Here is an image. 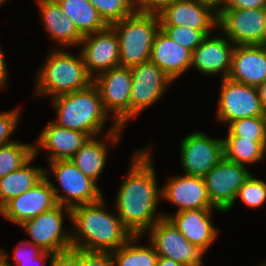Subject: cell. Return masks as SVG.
Segmentation results:
<instances>
[{"label":"cell","mask_w":266,"mask_h":266,"mask_svg":"<svg viewBox=\"0 0 266 266\" xmlns=\"http://www.w3.org/2000/svg\"><path fill=\"white\" fill-rule=\"evenodd\" d=\"M49 260V266H79V249L54 253Z\"/></svg>","instance_id":"obj_39"},{"label":"cell","mask_w":266,"mask_h":266,"mask_svg":"<svg viewBox=\"0 0 266 266\" xmlns=\"http://www.w3.org/2000/svg\"><path fill=\"white\" fill-rule=\"evenodd\" d=\"M180 164L185 175L204 177L224 158L223 139L193 131L180 142Z\"/></svg>","instance_id":"obj_13"},{"label":"cell","mask_w":266,"mask_h":266,"mask_svg":"<svg viewBox=\"0 0 266 266\" xmlns=\"http://www.w3.org/2000/svg\"><path fill=\"white\" fill-rule=\"evenodd\" d=\"M9 254L4 249L0 248V266H13L8 260Z\"/></svg>","instance_id":"obj_46"},{"label":"cell","mask_w":266,"mask_h":266,"mask_svg":"<svg viewBox=\"0 0 266 266\" xmlns=\"http://www.w3.org/2000/svg\"><path fill=\"white\" fill-rule=\"evenodd\" d=\"M156 266H184V265L169 258L158 257Z\"/></svg>","instance_id":"obj_44"},{"label":"cell","mask_w":266,"mask_h":266,"mask_svg":"<svg viewBox=\"0 0 266 266\" xmlns=\"http://www.w3.org/2000/svg\"><path fill=\"white\" fill-rule=\"evenodd\" d=\"M33 155L24 165L0 179V208L10 199L33 188L45 177V168L31 166Z\"/></svg>","instance_id":"obj_26"},{"label":"cell","mask_w":266,"mask_h":266,"mask_svg":"<svg viewBox=\"0 0 266 266\" xmlns=\"http://www.w3.org/2000/svg\"><path fill=\"white\" fill-rule=\"evenodd\" d=\"M5 53L0 45V90H4L7 87L8 83V70H7V64L5 63Z\"/></svg>","instance_id":"obj_42"},{"label":"cell","mask_w":266,"mask_h":266,"mask_svg":"<svg viewBox=\"0 0 266 266\" xmlns=\"http://www.w3.org/2000/svg\"><path fill=\"white\" fill-rule=\"evenodd\" d=\"M62 12L75 24L78 32L84 37L108 27L88 0H56Z\"/></svg>","instance_id":"obj_27"},{"label":"cell","mask_w":266,"mask_h":266,"mask_svg":"<svg viewBox=\"0 0 266 266\" xmlns=\"http://www.w3.org/2000/svg\"><path fill=\"white\" fill-rule=\"evenodd\" d=\"M249 168L223 158L204 177L212 205L226 213L235 205L238 190L252 175Z\"/></svg>","instance_id":"obj_11"},{"label":"cell","mask_w":266,"mask_h":266,"mask_svg":"<svg viewBox=\"0 0 266 266\" xmlns=\"http://www.w3.org/2000/svg\"><path fill=\"white\" fill-rule=\"evenodd\" d=\"M200 3L210 6L216 13H219L225 6L227 0H197Z\"/></svg>","instance_id":"obj_43"},{"label":"cell","mask_w":266,"mask_h":266,"mask_svg":"<svg viewBox=\"0 0 266 266\" xmlns=\"http://www.w3.org/2000/svg\"><path fill=\"white\" fill-rule=\"evenodd\" d=\"M106 205L103 197L96 203L71 209L70 231L74 249L111 253L133 236L116 212L106 210Z\"/></svg>","instance_id":"obj_2"},{"label":"cell","mask_w":266,"mask_h":266,"mask_svg":"<svg viewBox=\"0 0 266 266\" xmlns=\"http://www.w3.org/2000/svg\"><path fill=\"white\" fill-rule=\"evenodd\" d=\"M216 208H202L196 210H185L174 214H163L182 235L193 245L199 246L207 252L212 243L219 237L218 228L212 223V211Z\"/></svg>","instance_id":"obj_19"},{"label":"cell","mask_w":266,"mask_h":266,"mask_svg":"<svg viewBox=\"0 0 266 266\" xmlns=\"http://www.w3.org/2000/svg\"><path fill=\"white\" fill-rule=\"evenodd\" d=\"M49 178L44 177L33 188L6 202L0 208V215L20 226L23 222L56 207L58 203Z\"/></svg>","instance_id":"obj_15"},{"label":"cell","mask_w":266,"mask_h":266,"mask_svg":"<svg viewBox=\"0 0 266 266\" xmlns=\"http://www.w3.org/2000/svg\"><path fill=\"white\" fill-rule=\"evenodd\" d=\"M161 197L177 206L176 212L215 208L208 197L203 177L182 174L169 178L161 188Z\"/></svg>","instance_id":"obj_18"},{"label":"cell","mask_w":266,"mask_h":266,"mask_svg":"<svg viewBox=\"0 0 266 266\" xmlns=\"http://www.w3.org/2000/svg\"><path fill=\"white\" fill-rule=\"evenodd\" d=\"M71 221V209L57 205L38 216L23 222L20 227L28 234V241L43 251L54 253L72 249L71 231L64 229V218Z\"/></svg>","instance_id":"obj_7"},{"label":"cell","mask_w":266,"mask_h":266,"mask_svg":"<svg viewBox=\"0 0 266 266\" xmlns=\"http://www.w3.org/2000/svg\"><path fill=\"white\" fill-rule=\"evenodd\" d=\"M264 120H265V122H266V106L264 107Z\"/></svg>","instance_id":"obj_48"},{"label":"cell","mask_w":266,"mask_h":266,"mask_svg":"<svg viewBox=\"0 0 266 266\" xmlns=\"http://www.w3.org/2000/svg\"><path fill=\"white\" fill-rule=\"evenodd\" d=\"M238 198L249 208H261L266 201V181L252 174L238 190L235 202Z\"/></svg>","instance_id":"obj_34"},{"label":"cell","mask_w":266,"mask_h":266,"mask_svg":"<svg viewBox=\"0 0 266 266\" xmlns=\"http://www.w3.org/2000/svg\"><path fill=\"white\" fill-rule=\"evenodd\" d=\"M53 253L49 251H43L39 256L35 259L27 260V261H20L16 266H45L47 261L46 259H50Z\"/></svg>","instance_id":"obj_41"},{"label":"cell","mask_w":266,"mask_h":266,"mask_svg":"<svg viewBox=\"0 0 266 266\" xmlns=\"http://www.w3.org/2000/svg\"><path fill=\"white\" fill-rule=\"evenodd\" d=\"M53 48L35 74V96L47 95L51 99L82 90L93 83V77L87 72L83 57L75 56L62 47Z\"/></svg>","instance_id":"obj_3"},{"label":"cell","mask_w":266,"mask_h":266,"mask_svg":"<svg viewBox=\"0 0 266 266\" xmlns=\"http://www.w3.org/2000/svg\"><path fill=\"white\" fill-rule=\"evenodd\" d=\"M108 26L132 15V0H88Z\"/></svg>","instance_id":"obj_32"},{"label":"cell","mask_w":266,"mask_h":266,"mask_svg":"<svg viewBox=\"0 0 266 266\" xmlns=\"http://www.w3.org/2000/svg\"><path fill=\"white\" fill-rule=\"evenodd\" d=\"M224 158L240 165L259 162L266 155V141H254L242 137H225Z\"/></svg>","instance_id":"obj_29"},{"label":"cell","mask_w":266,"mask_h":266,"mask_svg":"<svg viewBox=\"0 0 266 266\" xmlns=\"http://www.w3.org/2000/svg\"><path fill=\"white\" fill-rule=\"evenodd\" d=\"M266 8L222 9L217 28L234 45H264Z\"/></svg>","instance_id":"obj_12"},{"label":"cell","mask_w":266,"mask_h":266,"mask_svg":"<svg viewBox=\"0 0 266 266\" xmlns=\"http://www.w3.org/2000/svg\"><path fill=\"white\" fill-rule=\"evenodd\" d=\"M266 8V0H227L223 9Z\"/></svg>","instance_id":"obj_40"},{"label":"cell","mask_w":266,"mask_h":266,"mask_svg":"<svg viewBox=\"0 0 266 266\" xmlns=\"http://www.w3.org/2000/svg\"><path fill=\"white\" fill-rule=\"evenodd\" d=\"M111 27L119 38L120 66L132 67L150 60L153 40L160 29L158 14L134 12Z\"/></svg>","instance_id":"obj_5"},{"label":"cell","mask_w":266,"mask_h":266,"mask_svg":"<svg viewBox=\"0 0 266 266\" xmlns=\"http://www.w3.org/2000/svg\"><path fill=\"white\" fill-rule=\"evenodd\" d=\"M5 2H7V0H0V6H1L2 4H4Z\"/></svg>","instance_id":"obj_49"},{"label":"cell","mask_w":266,"mask_h":266,"mask_svg":"<svg viewBox=\"0 0 266 266\" xmlns=\"http://www.w3.org/2000/svg\"><path fill=\"white\" fill-rule=\"evenodd\" d=\"M33 145L14 141L0 146V179L20 168L34 155Z\"/></svg>","instance_id":"obj_30"},{"label":"cell","mask_w":266,"mask_h":266,"mask_svg":"<svg viewBox=\"0 0 266 266\" xmlns=\"http://www.w3.org/2000/svg\"><path fill=\"white\" fill-rule=\"evenodd\" d=\"M227 137H242L254 141H266L264 116L241 118L228 124Z\"/></svg>","instance_id":"obj_31"},{"label":"cell","mask_w":266,"mask_h":266,"mask_svg":"<svg viewBox=\"0 0 266 266\" xmlns=\"http://www.w3.org/2000/svg\"><path fill=\"white\" fill-rule=\"evenodd\" d=\"M80 46H82L80 53L87 72L93 78L104 71L120 66L119 38L111 26L84 36Z\"/></svg>","instance_id":"obj_16"},{"label":"cell","mask_w":266,"mask_h":266,"mask_svg":"<svg viewBox=\"0 0 266 266\" xmlns=\"http://www.w3.org/2000/svg\"><path fill=\"white\" fill-rule=\"evenodd\" d=\"M176 0H132L133 9L138 13L158 14Z\"/></svg>","instance_id":"obj_38"},{"label":"cell","mask_w":266,"mask_h":266,"mask_svg":"<svg viewBox=\"0 0 266 266\" xmlns=\"http://www.w3.org/2000/svg\"><path fill=\"white\" fill-rule=\"evenodd\" d=\"M264 45L266 46V21H265V31H264Z\"/></svg>","instance_id":"obj_47"},{"label":"cell","mask_w":266,"mask_h":266,"mask_svg":"<svg viewBox=\"0 0 266 266\" xmlns=\"http://www.w3.org/2000/svg\"><path fill=\"white\" fill-rule=\"evenodd\" d=\"M192 52L173 41L161 28L151 49L150 61L175 81L191 67Z\"/></svg>","instance_id":"obj_24"},{"label":"cell","mask_w":266,"mask_h":266,"mask_svg":"<svg viewBox=\"0 0 266 266\" xmlns=\"http://www.w3.org/2000/svg\"><path fill=\"white\" fill-rule=\"evenodd\" d=\"M13 250V260L15 265L20 263V261L35 259L43 252L39 246L28 240H21Z\"/></svg>","instance_id":"obj_37"},{"label":"cell","mask_w":266,"mask_h":266,"mask_svg":"<svg viewBox=\"0 0 266 266\" xmlns=\"http://www.w3.org/2000/svg\"><path fill=\"white\" fill-rule=\"evenodd\" d=\"M20 107L10 111L0 112V146L10 144L16 140H11V137L18 128Z\"/></svg>","instance_id":"obj_35"},{"label":"cell","mask_w":266,"mask_h":266,"mask_svg":"<svg viewBox=\"0 0 266 266\" xmlns=\"http://www.w3.org/2000/svg\"><path fill=\"white\" fill-rule=\"evenodd\" d=\"M123 130L124 127L117 123L112 124L109 130L103 134L104 136L102 135L104 138L99 140L97 137H90L70 160L84 175L97 183L106 166L108 145L111 143V147H116L122 138Z\"/></svg>","instance_id":"obj_20"},{"label":"cell","mask_w":266,"mask_h":266,"mask_svg":"<svg viewBox=\"0 0 266 266\" xmlns=\"http://www.w3.org/2000/svg\"><path fill=\"white\" fill-rule=\"evenodd\" d=\"M216 121L229 124L241 118L264 115L257 87L221 79Z\"/></svg>","instance_id":"obj_10"},{"label":"cell","mask_w":266,"mask_h":266,"mask_svg":"<svg viewBox=\"0 0 266 266\" xmlns=\"http://www.w3.org/2000/svg\"><path fill=\"white\" fill-rule=\"evenodd\" d=\"M132 86L130 93V120L146 108L157 103L166 94L173 81L155 63L149 61L130 67Z\"/></svg>","instance_id":"obj_14"},{"label":"cell","mask_w":266,"mask_h":266,"mask_svg":"<svg viewBox=\"0 0 266 266\" xmlns=\"http://www.w3.org/2000/svg\"><path fill=\"white\" fill-rule=\"evenodd\" d=\"M51 100L56 111V118L52 122L56 125L83 132L90 137H97L105 132L103 129L109 114L104 110L94 83L85 89L60 95Z\"/></svg>","instance_id":"obj_4"},{"label":"cell","mask_w":266,"mask_h":266,"mask_svg":"<svg viewBox=\"0 0 266 266\" xmlns=\"http://www.w3.org/2000/svg\"><path fill=\"white\" fill-rule=\"evenodd\" d=\"M229 79L258 87L266 80V46L235 45Z\"/></svg>","instance_id":"obj_23"},{"label":"cell","mask_w":266,"mask_h":266,"mask_svg":"<svg viewBox=\"0 0 266 266\" xmlns=\"http://www.w3.org/2000/svg\"><path fill=\"white\" fill-rule=\"evenodd\" d=\"M147 233L159 257L169 258L184 266H204L205 251L191 244L168 218L159 219Z\"/></svg>","instance_id":"obj_9"},{"label":"cell","mask_w":266,"mask_h":266,"mask_svg":"<svg viewBox=\"0 0 266 266\" xmlns=\"http://www.w3.org/2000/svg\"><path fill=\"white\" fill-rule=\"evenodd\" d=\"M79 266H114V261L110 252L79 250Z\"/></svg>","instance_id":"obj_36"},{"label":"cell","mask_w":266,"mask_h":266,"mask_svg":"<svg viewBox=\"0 0 266 266\" xmlns=\"http://www.w3.org/2000/svg\"><path fill=\"white\" fill-rule=\"evenodd\" d=\"M259 98L261 100V103L263 107L266 106V80L257 87Z\"/></svg>","instance_id":"obj_45"},{"label":"cell","mask_w":266,"mask_h":266,"mask_svg":"<svg viewBox=\"0 0 266 266\" xmlns=\"http://www.w3.org/2000/svg\"><path fill=\"white\" fill-rule=\"evenodd\" d=\"M160 25L217 29L218 13L197 0H176L158 13Z\"/></svg>","instance_id":"obj_22"},{"label":"cell","mask_w":266,"mask_h":266,"mask_svg":"<svg viewBox=\"0 0 266 266\" xmlns=\"http://www.w3.org/2000/svg\"><path fill=\"white\" fill-rule=\"evenodd\" d=\"M42 16L44 29L47 31L51 40L57 42L55 45L65 48L78 47L83 36L78 32L73 21L68 18L61 10L56 0H36Z\"/></svg>","instance_id":"obj_25"},{"label":"cell","mask_w":266,"mask_h":266,"mask_svg":"<svg viewBox=\"0 0 266 266\" xmlns=\"http://www.w3.org/2000/svg\"><path fill=\"white\" fill-rule=\"evenodd\" d=\"M93 83L99 91L104 110L114 117L113 123L125 128L130 121V67L118 66L104 71L93 78Z\"/></svg>","instance_id":"obj_8"},{"label":"cell","mask_w":266,"mask_h":266,"mask_svg":"<svg viewBox=\"0 0 266 266\" xmlns=\"http://www.w3.org/2000/svg\"><path fill=\"white\" fill-rule=\"evenodd\" d=\"M89 138L88 134L58 126L50 121L33 145L34 155L38 156V150H46L48 162L70 159Z\"/></svg>","instance_id":"obj_21"},{"label":"cell","mask_w":266,"mask_h":266,"mask_svg":"<svg viewBox=\"0 0 266 266\" xmlns=\"http://www.w3.org/2000/svg\"><path fill=\"white\" fill-rule=\"evenodd\" d=\"M48 163L50 168L44 169L45 177L53 173L57 184H59L60 189L62 188L63 194H59V187L57 188L50 181L59 205L72 209L77 206L96 203L103 198L98 184L84 175L70 159L54 160Z\"/></svg>","instance_id":"obj_6"},{"label":"cell","mask_w":266,"mask_h":266,"mask_svg":"<svg viewBox=\"0 0 266 266\" xmlns=\"http://www.w3.org/2000/svg\"><path fill=\"white\" fill-rule=\"evenodd\" d=\"M211 35H207L192 52L191 67L207 76L221 74L220 78H228L235 45L223 34Z\"/></svg>","instance_id":"obj_17"},{"label":"cell","mask_w":266,"mask_h":266,"mask_svg":"<svg viewBox=\"0 0 266 266\" xmlns=\"http://www.w3.org/2000/svg\"><path fill=\"white\" fill-rule=\"evenodd\" d=\"M160 28L175 42L193 52L214 29H193L187 26L160 25Z\"/></svg>","instance_id":"obj_33"},{"label":"cell","mask_w":266,"mask_h":266,"mask_svg":"<svg viewBox=\"0 0 266 266\" xmlns=\"http://www.w3.org/2000/svg\"><path fill=\"white\" fill-rule=\"evenodd\" d=\"M142 235H133L124 245L112 251L114 266H156L158 254L149 242L137 245Z\"/></svg>","instance_id":"obj_28"},{"label":"cell","mask_w":266,"mask_h":266,"mask_svg":"<svg viewBox=\"0 0 266 266\" xmlns=\"http://www.w3.org/2000/svg\"><path fill=\"white\" fill-rule=\"evenodd\" d=\"M135 150L128 174L115 199V211L132 235L144 236L163 214H156L162 200L152 159V148Z\"/></svg>","instance_id":"obj_1"}]
</instances>
